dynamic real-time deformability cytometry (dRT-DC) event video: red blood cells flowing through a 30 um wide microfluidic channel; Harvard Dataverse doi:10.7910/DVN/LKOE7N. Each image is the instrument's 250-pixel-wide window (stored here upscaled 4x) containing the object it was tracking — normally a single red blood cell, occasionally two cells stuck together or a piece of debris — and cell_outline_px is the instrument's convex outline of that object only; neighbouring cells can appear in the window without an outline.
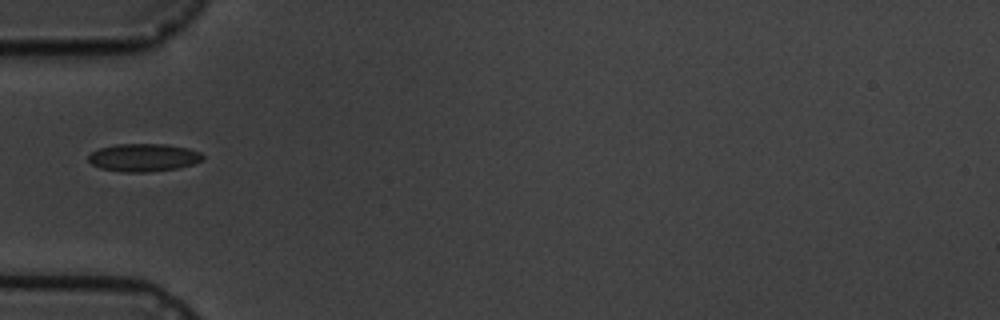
{"species": "common noctule bat (a hibernating species)", "species_latin": "Nyctalus noctula", "temperature_condition": "cold", "stored_images_in_passage": 11, "camera_frame_rate_fps": 3000, "um_per_image_px": 0.085, "animal": {"sex": "male", "body_mass_g": 19.5, "forearm_length_mm": 54.6}, "frame": {"image": 1, "passage_image": 1, "time_ms": 0.0, "image_size_px": [1000, 320], "cell_outline_px": [[204, 160], [192, 164], [176, 168], [144, 172], [120, 172], [100, 168], [92, 164], [88, 160], [88, 156], [92, 152], [100, 148], [116, 144], [164, 144], [188, 148], [200, 152], [204, 156]], "centroid_in_image_um": [12.2, 13.39], "position_along_channel_um": 72.8, "area_um2": 18.5}}
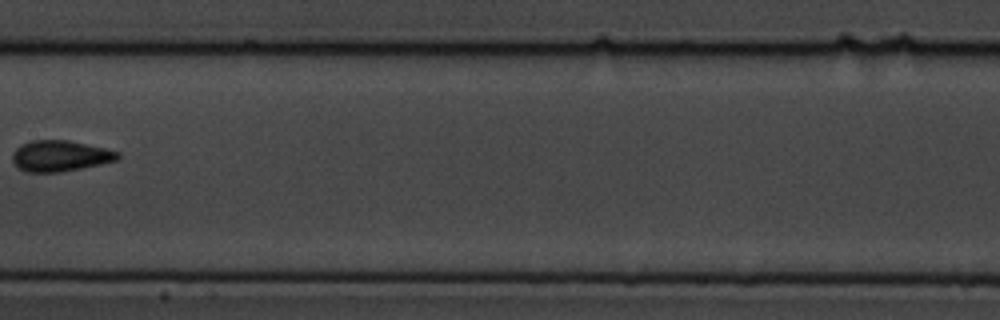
{"frame": {"image": 2, "passage_image": 4, "time_ms": 3.667, "image_size_px": [1000, 320], "cell_outline_px": [[120, 156], [116, 160], [100, 164], [60, 172], [28, 172], [20, 168], [12, 160], [12, 152], [20, 144], [32, 140], [68, 140], [104, 148], [120, 152]], "centroid_in_image_um": [5.09, 13.24], "position_along_channel_um": 202.3, "area_um2": 18.84}}
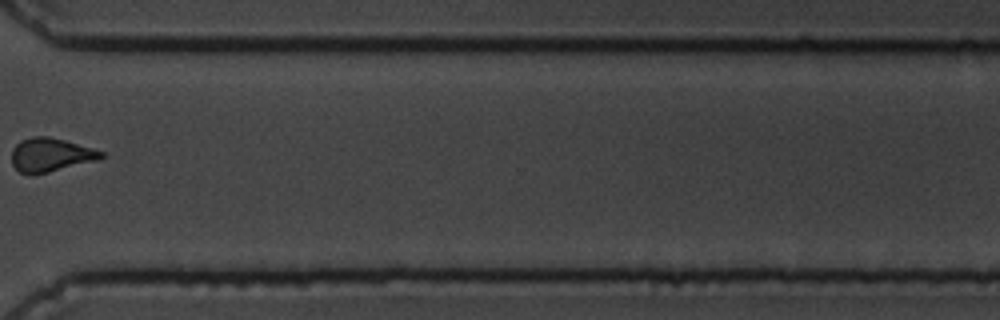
{"frame": {"image": 3, "passage_image": 8, "time_ms": 8.333, "image_size_px": [1000, 320], "cell_outline_px": [[104, 156], [96, 160], [48, 172], [20, 172], [12, 164], [12, 148], [20, 140], [32, 136], [48, 136], [64, 140], [92, 148], [104, 152]], "centroid_in_image_um": [4.29, 13.12], "position_along_channel_um": 366.3, "area_um2": 17.11}}